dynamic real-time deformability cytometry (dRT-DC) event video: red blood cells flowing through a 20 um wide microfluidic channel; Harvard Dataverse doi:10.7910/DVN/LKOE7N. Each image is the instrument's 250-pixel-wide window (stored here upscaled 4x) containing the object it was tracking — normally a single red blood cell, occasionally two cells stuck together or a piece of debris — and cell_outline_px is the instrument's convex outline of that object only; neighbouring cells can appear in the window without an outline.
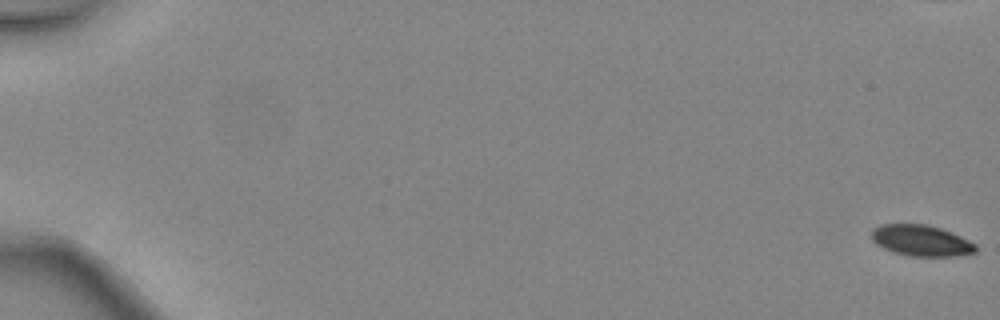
{"species": "common noctule bat (a hibernating species)", "species_latin": "Nyctalus noctula", "temperature_condition": "warm", "stored_images_in_passage": 6, "camera_frame_rate_fps": 3000, "um_per_image_px": 0.085, "animal": {"sex": "female", "body_mass_g": 24.6, "forearm_length_mm": 56.2}, "frame": {"image": 1, "passage_image": 1, "time_ms": 0.0, "image_size_px": [1000, 320], "cell_outline_px": [[976, 252], [956, 256], [908, 256], [892, 252], [876, 244], [872, 240], [872, 228], [880, 224], [924, 224], [940, 228], [960, 236], [976, 244]], "centroid_in_image_um": [78.27, 20.45], "position_along_channel_um": 6.7, "area_um2": 18.84}}